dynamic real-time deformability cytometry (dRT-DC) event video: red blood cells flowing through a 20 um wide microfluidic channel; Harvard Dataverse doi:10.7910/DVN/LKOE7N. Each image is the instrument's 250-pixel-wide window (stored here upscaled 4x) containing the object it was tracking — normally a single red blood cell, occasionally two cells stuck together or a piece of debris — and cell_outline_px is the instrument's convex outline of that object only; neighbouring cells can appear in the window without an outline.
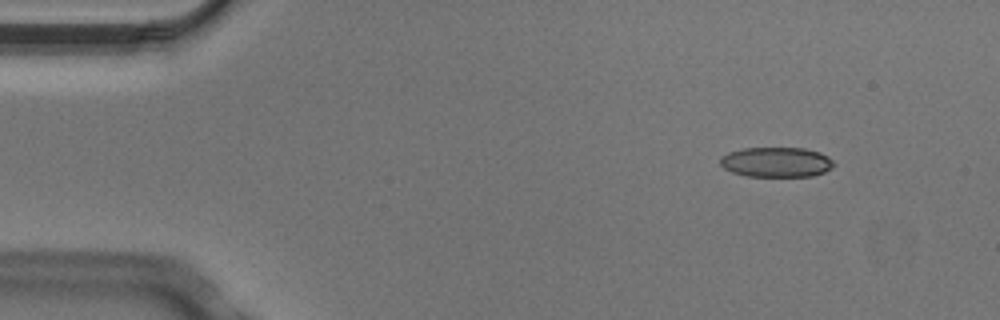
{"species": "Egyptian fruit bat (a non-hibernating species)", "species_latin": "Rousettus aegyptiacus", "temperature_condition": "cold", "stored_images_in_passage": 5, "camera_frame_rate_fps": 3000, "um_per_image_px": 0.085, "animal": {"sex": "male"}, "frame": {"image": 1, "passage_image": 2, "time_ms": 0.333, "image_size_px": [1000, 320], "cell_outline_px": [[836, 164], [832, 168], [824, 172], [812, 176], [748, 176], [732, 172], [724, 168], [720, 164], [720, 156], [728, 152], [744, 148], [804, 148], [820, 152], [828, 156]], "centroid_in_image_um": [66.0, 13.77], "position_along_channel_um": 19.0, "area_um2": 19.94}}
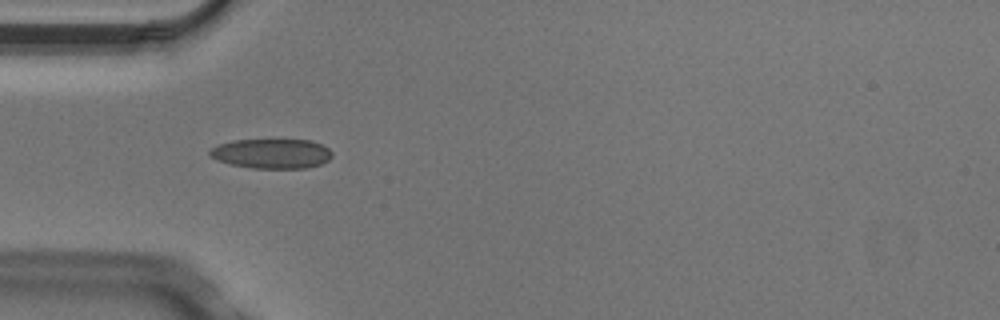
{"frame": {"image": 2, "passage_image": 5, "time_ms": 1.333, "image_size_px": [1000, 320], "cell_outline_px": [[332, 156], [328, 160], [320, 164], [308, 168], [252, 168], [232, 164], [208, 156], [208, 152], [212, 148], [220, 144], [236, 140], [312, 140], [328, 148], [332, 152]], "centroid_in_image_um": [23.12, 13.06], "position_along_channel_um": 61.9, "area_um2": 20.98}}